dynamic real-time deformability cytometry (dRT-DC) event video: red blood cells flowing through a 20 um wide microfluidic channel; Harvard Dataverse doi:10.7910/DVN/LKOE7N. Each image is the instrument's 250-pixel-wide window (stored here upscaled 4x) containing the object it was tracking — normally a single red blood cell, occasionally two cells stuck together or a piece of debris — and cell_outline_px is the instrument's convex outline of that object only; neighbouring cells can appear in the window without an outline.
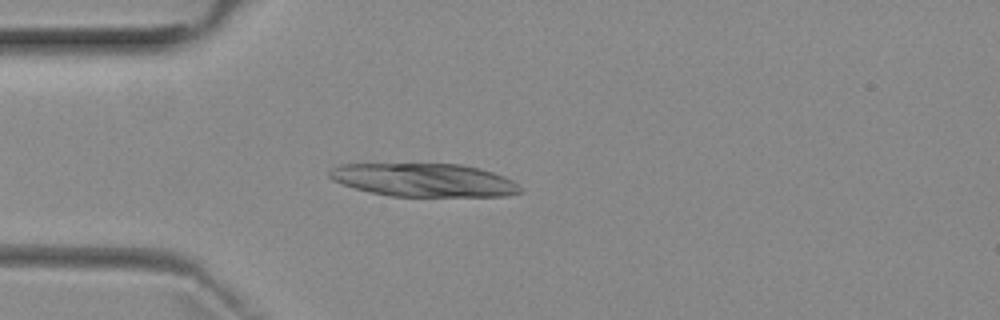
{"species": "common noctule bat (a hibernating species)", "species_latin": "Nyctalus noctula", "temperature_condition": "room temperature", "stored_images_in_passage": 3, "camera_frame_rate_fps": 3000, "um_per_image_px": 0.085, "animal": {"sex": "female", "body_mass_g": 29.2, "forearm_length_mm": 56.3}, "frame": {"image": 1, "passage_image": 3, "time_ms": 2.333, "image_size_px": [1000, 320], "cell_outline_px": [[524, 192], [504, 196], [388, 196], [356, 188], [332, 180], [328, 176], [328, 172], [332, 168], [340, 164], [460, 164], [480, 168], [504, 176], [512, 180]], "centroid_in_image_um": [36.04, 15.3], "position_along_channel_um": 49.0, "area_um2": 36.82}}